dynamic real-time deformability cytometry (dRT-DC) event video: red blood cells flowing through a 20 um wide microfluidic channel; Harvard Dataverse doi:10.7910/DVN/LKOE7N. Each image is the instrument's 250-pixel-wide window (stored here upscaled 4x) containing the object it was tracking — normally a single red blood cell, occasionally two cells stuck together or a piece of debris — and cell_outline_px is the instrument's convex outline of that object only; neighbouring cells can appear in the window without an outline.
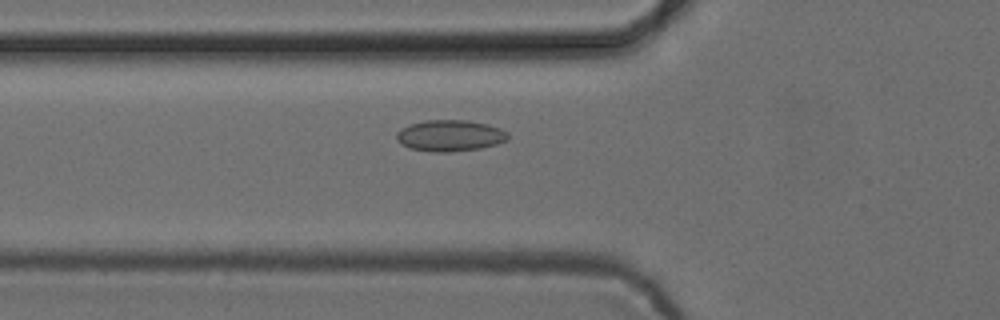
{"species": "common noctule bat (a hibernating species)", "species_latin": "Nyctalus noctula", "temperature_condition": "cold", "stored_images_in_passage": 53, "camera_frame_rate_fps": 3000, "um_per_image_px": 0.085, "animal": {"sex": "female", "body_mass_g": 24.6, "forearm_length_mm": 56.2}, "frame": {"image": 1, "passage_image": 19, "time_ms": 6.0, "image_size_px": [1000, 320], "cell_outline_px": [[508, 140], [496, 144], [480, 148], [448, 152], [432, 152], [412, 148], [400, 144], [396, 140], [396, 132], [400, 128], [408, 124], [424, 120], [468, 120], [488, 124], [500, 128], [508, 132]], "centroid_in_image_um": [38.22, 11.51], "position_along_channel_um": 87.6, "area_um2": 20.52}}
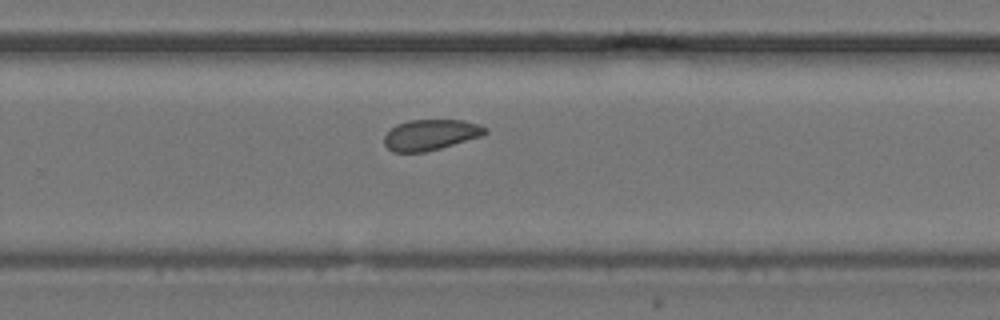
{"frame": {"image": 2, "passage_image": 35, "time_ms": 11.333, "image_size_px": [1000, 320], "cell_outline_px": [[488, 132], [480, 136], [440, 148], [424, 152], [392, 152], [384, 144], [384, 136], [396, 124], [408, 120], [464, 120], [488, 128]], "centroid_in_image_um": [36.57, 11.45], "position_along_channel_um": 293.2, "area_um2": 17.92}}
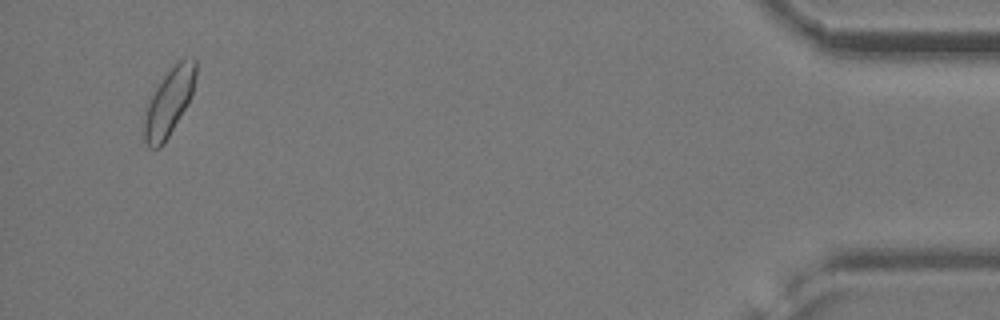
{"frame": {"image": 3, "passage_image": 51, "time_ms": 16.667, "image_size_px": [1000, 320], "cell_outline_px": [[196, 76], [192, 92], [184, 108], [164, 144], [160, 148], [148, 148], [144, 140], [144, 120], [148, 100], [164, 76], [180, 60], [188, 56], [192, 56], [196, 60]], "centroid_in_image_um": [14.35, 8.68], "position_along_channel_um": 420.9, "area_um2": 19.77}, "authors_computed_cell_mechanics": {"area_um2": 19.4786, "velocity_mm_per_s": 3.8585, "shape_relaxation_time_tau1_ms": 1.0016, "shape_relaxation_time_tau2_ms": 3.1375, "deformation_change_tau1": 0.0361, "deformation_change_tau2": 0.076}}